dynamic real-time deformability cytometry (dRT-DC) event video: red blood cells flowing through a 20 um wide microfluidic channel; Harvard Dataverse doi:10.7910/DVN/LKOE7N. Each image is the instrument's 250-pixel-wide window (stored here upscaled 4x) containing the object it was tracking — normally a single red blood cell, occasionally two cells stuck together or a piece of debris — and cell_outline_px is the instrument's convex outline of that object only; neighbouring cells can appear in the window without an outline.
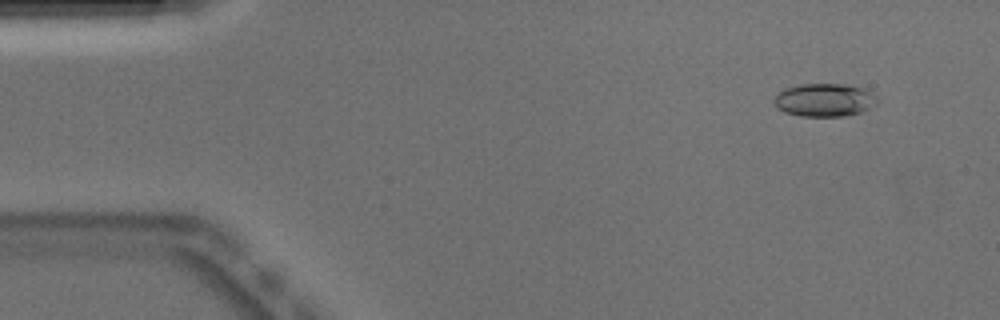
{"species": "Egyptian fruit bat (a non-hibernating species)", "species_latin": "Rousettus aegyptiacus", "temperature_condition": "warm", "stored_images_in_passage": 51, "camera_frame_rate_fps": 3000, "um_per_image_px": 0.085, "animal": {"sex": "male"}, "frame": {"image": 1, "passage_image": 4, "time_ms": 1.0, "image_size_px": [1000, 320], "cell_outline_px": [[880, 100], [876, 104], [860, 112], [844, 116], [800, 116], [784, 112], [776, 108], [772, 100], [784, 88], [800, 84], [848, 84], [864, 88], [872, 92]], "centroid_in_image_um": [70.08, 8.49], "position_along_channel_um": 14.9, "area_um2": 20.11}}
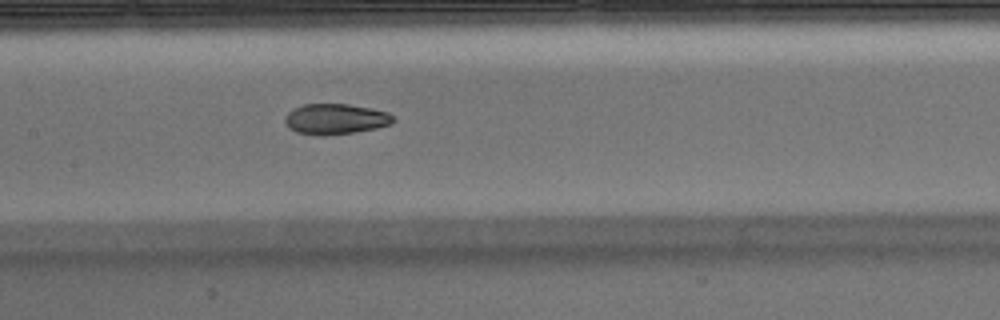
{"frame": {"image": 2, "passage_image": 24, "time_ms": 7.667, "image_size_px": [1000, 320], "cell_outline_px": [[396, 120], [392, 124], [376, 128], [352, 132], [324, 136], [296, 132], [288, 128], [284, 120], [284, 116], [292, 108], [304, 104], [348, 104], [372, 108], [388, 112]], "centroid_in_image_um": [28.5, 10.11], "position_along_channel_um": 178.9, "area_um2": 19.42}}
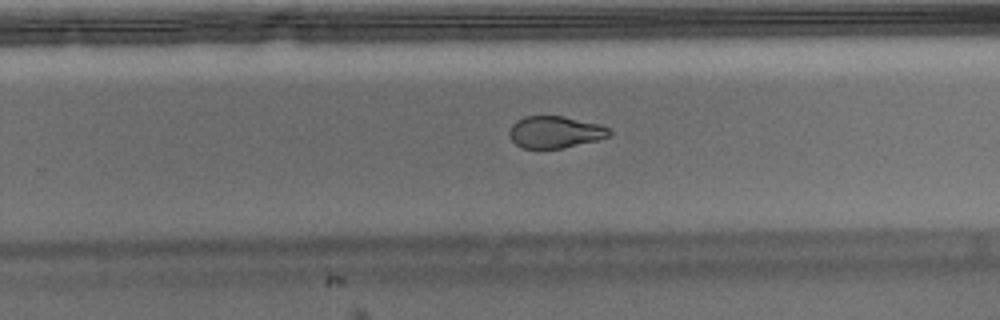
{"frame": {"image": 3, "passage_image": 32, "time_ms": 10.333, "image_size_px": [1000, 320], "cell_outline_px": [[612, 132], [608, 136], [600, 140], [564, 148], [524, 148], [516, 144], [512, 140], [508, 132], [512, 124], [516, 120], [524, 116], [564, 116], [600, 124], [608, 128]], "centroid_in_image_um": [47.19, 11.22], "position_along_channel_um": 282.6, "area_um2": 18.73}, "authors_computed_cell_mechanics": {"area_um2": 19.9988, "velocity_mm_per_s": 3.9023, "shape_relaxation_time_tau1_ms": null, "shape_relaxation_time_tau2_ms": 3.1022, "deformation_change_tau1": null, "deformation_change_tau2": 0.0803}}